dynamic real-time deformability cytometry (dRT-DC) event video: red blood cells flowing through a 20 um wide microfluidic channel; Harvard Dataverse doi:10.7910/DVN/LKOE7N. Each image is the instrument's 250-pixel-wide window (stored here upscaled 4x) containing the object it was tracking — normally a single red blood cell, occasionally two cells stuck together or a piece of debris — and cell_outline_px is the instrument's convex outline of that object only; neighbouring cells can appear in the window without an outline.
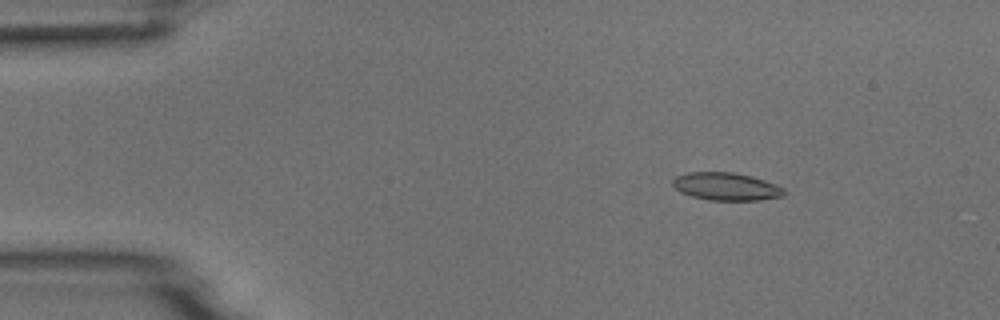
{"species": "common noctule bat (a hibernating species)", "species_latin": "Nyctalus noctula", "temperature_condition": "room temperature", "stored_images_in_passage": 6, "camera_frame_rate_fps": 3000, "um_per_image_px": 0.085, "animal": {"sex": "male", "body_mass_g": 18.8}, "frame": {"image": 1, "passage_image": 3, "time_ms": 2.333, "image_size_px": [1000, 320], "cell_outline_px": [[784, 196], [760, 200], [708, 200], [692, 196], [680, 192], [672, 184], [672, 180], [676, 176], [688, 172], [732, 172], [752, 176], [776, 184], [784, 188]], "centroid_in_image_um": [61.72, 15.85], "position_along_channel_um": 23.3, "area_um2": 18.03}}
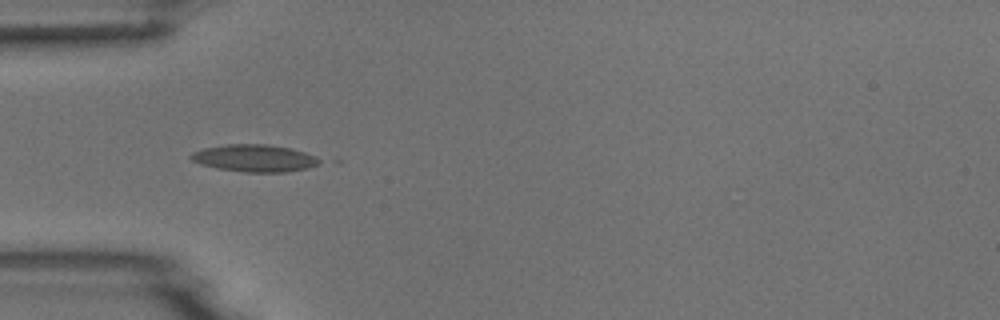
{"frame": {"image": 2, "passage_image": 5, "time_ms": 5.333, "image_size_px": [1000, 320], "cell_outline_px": [[324, 160], [320, 164], [288, 172], [244, 172], [216, 168], [200, 164], [192, 160], [188, 156], [192, 152], [204, 148], [228, 144], [268, 144], [288, 148], [304, 152], [316, 156]], "centroid_in_image_um": [21.63, 13.44], "position_along_channel_um": 63.4, "area_um2": 20.4}}